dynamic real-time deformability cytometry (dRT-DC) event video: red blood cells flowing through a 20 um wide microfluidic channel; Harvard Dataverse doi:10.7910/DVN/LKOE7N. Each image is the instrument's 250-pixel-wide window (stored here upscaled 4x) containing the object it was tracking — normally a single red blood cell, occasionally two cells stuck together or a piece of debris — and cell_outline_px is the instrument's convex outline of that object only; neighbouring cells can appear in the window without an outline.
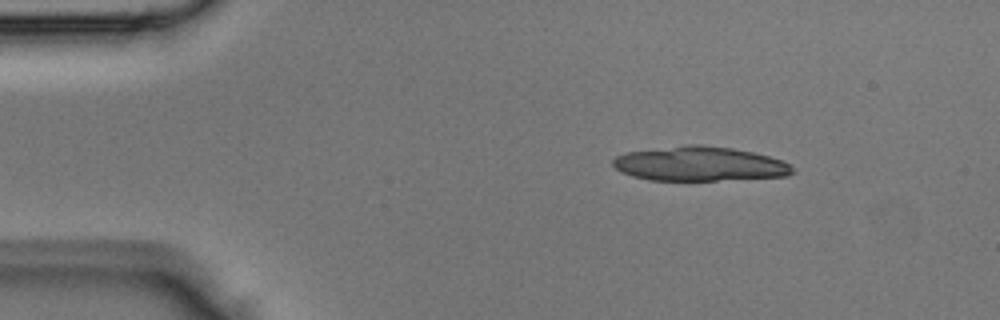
{"species": "Egyptian fruit bat (a non-hibernating species)", "species_latin": "Rousettus aegyptiacus", "temperature_condition": "room temperature", "stored_images_in_passage": 2, "camera_frame_rate_fps": 3000, "um_per_image_px": 0.085, "animal": {"sex": "male"}, "frame": {"image": 1, "passage_image": 1, "time_ms": 0.0, "image_size_px": [1000, 320], "cell_outline_px": [[792, 172], [788, 176], [716, 180], [648, 180], [632, 176], [616, 168], [612, 164], [612, 160], [616, 156], [628, 152], [684, 144], [700, 144], [732, 148], [752, 152], [784, 160], [792, 168]], "centroid_in_image_um": [59.45, 13.92], "position_along_channel_um": 25.6, "area_um2": 35.89}}